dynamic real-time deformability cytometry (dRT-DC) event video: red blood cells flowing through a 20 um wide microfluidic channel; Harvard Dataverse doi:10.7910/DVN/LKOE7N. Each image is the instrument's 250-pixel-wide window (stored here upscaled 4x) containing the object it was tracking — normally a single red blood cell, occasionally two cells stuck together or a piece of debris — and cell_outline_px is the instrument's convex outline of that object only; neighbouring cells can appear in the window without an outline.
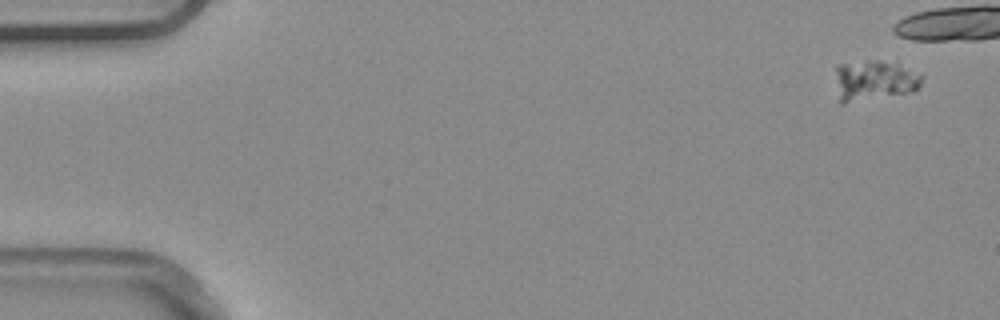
{"species": "common noctule bat (a hibernating species)", "species_latin": "Nyctalus noctula", "temperature_condition": "warm", "stored_images_in_passage": 5, "camera_frame_rate_fps": 3000, "um_per_image_px": 0.085, "animal": {"sex": "male", "body_mass_g": 20.4}, "frame": {"image": 1, "passage_image": 1, "time_ms": 0.0, "image_size_px": [1000, 320], "cell_outline_px": [[920, 84], [916, 88], [904, 92], [840, 104], [836, 68], [836, 64], [868, 60], [896, 60], [920, 76]], "centroid_in_image_um": [74.27, 6.77], "position_along_channel_um": 10.7, "area_um2": 19.83}}